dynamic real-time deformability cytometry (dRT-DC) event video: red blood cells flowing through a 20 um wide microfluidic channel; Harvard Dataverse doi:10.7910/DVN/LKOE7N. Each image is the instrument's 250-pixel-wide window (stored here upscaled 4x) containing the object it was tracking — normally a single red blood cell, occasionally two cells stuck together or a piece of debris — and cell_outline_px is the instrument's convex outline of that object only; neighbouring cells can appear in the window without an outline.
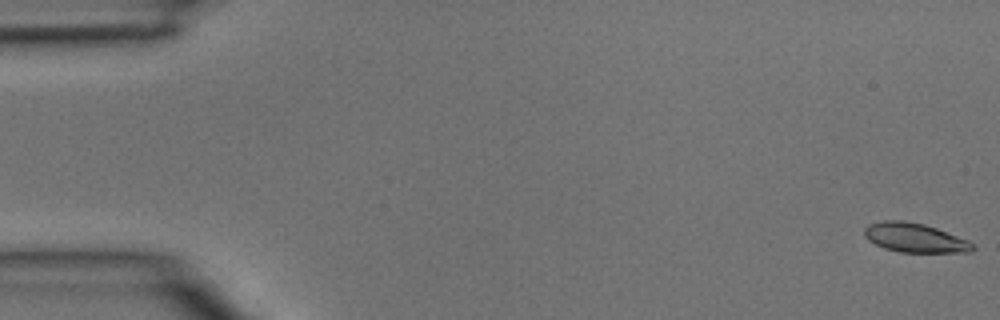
{"species": "common noctule bat (a hibernating species)", "species_latin": "Nyctalus noctula", "temperature_condition": "room temperature", "stored_images_in_passage": 4, "camera_frame_rate_fps": 3000, "um_per_image_px": 0.085, "animal": {"sex": "male", "body_mass_g": 15.6}, "frame": {"image": 1, "passage_image": 1, "time_ms": 0.0, "image_size_px": [1000, 320], "cell_outline_px": [[976, 248], [972, 252], [900, 252], [884, 248], [868, 240], [864, 236], [864, 228], [868, 224], [884, 220], [904, 220], [924, 224], [936, 228], [968, 240], [976, 244]], "centroid_in_image_um": [77.77, 20.21], "position_along_channel_um": 7.2, "area_um2": 18.55}}
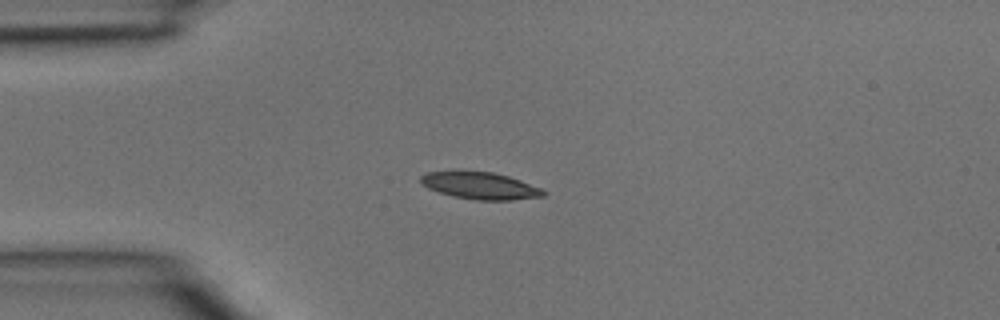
{"frame": {"image": 2, "passage_image": 4, "time_ms": 1.0, "image_size_px": [1000, 320], "cell_outline_px": [[548, 192], [544, 196], [512, 200], [476, 200], [452, 196], [428, 188], [420, 180], [420, 176], [428, 172], [456, 168], [492, 172], [508, 176], [520, 180], [540, 188]], "centroid_in_image_um": [40.77, 15.74], "position_along_channel_um": 44.2, "area_um2": 19.88}}